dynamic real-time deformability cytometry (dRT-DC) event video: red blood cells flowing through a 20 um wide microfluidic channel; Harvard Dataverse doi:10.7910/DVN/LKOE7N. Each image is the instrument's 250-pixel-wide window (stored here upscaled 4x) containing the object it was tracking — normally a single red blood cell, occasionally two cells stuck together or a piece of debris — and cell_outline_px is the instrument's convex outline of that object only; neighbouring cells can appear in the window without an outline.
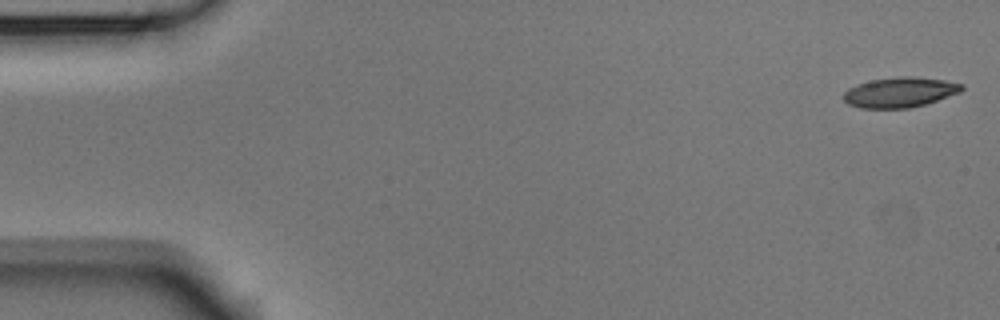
{"species": "Egyptian fruit bat (a non-hibernating species)", "species_latin": "Rousettus aegyptiacus", "temperature_condition": "room temperature", "stored_images_in_passage": 53, "camera_frame_rate_fps": 3000, "um_per_image_px": 0.085, "animal": {"sex": "male"}, "frame": {"image": 1, "passage_image": 1, "time_ms": 0.0, "image_size_px": [1000, 320], "cell_outline_px": [[964, 88], [960, 92], [924, 104], [908, 108], [860, 108], [848, 104], [844, 100], [844, 92], [848, 88], [856, 84], [872, 80], [900, 76], [912, 76], [944, 80], [964, 84]], "centroid_in_image_um": [76.47, 7.84], "position_along_channel_um": 8.5, "area_um2": 20.63}}
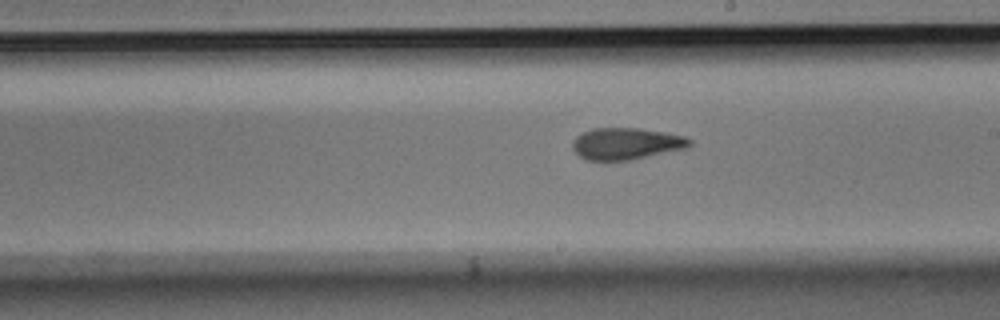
{"frame": {"image": 2, "passage_image": 30, "time_ms": 9.667, "image_size_px": [1000, 320], "cell_outline_px": [[692, 144], [688, 148], [628, 160], [588, 160], [580, 156], [572, 148], [572, 140], [580, 132], [592, 128], [640, 128], [664, 132], [684, 136], [692, 140]], "centroid_in_image_um": [53.22, 12.2], "position_along_channel_um": 235.8, "area_um2": 21.73}}
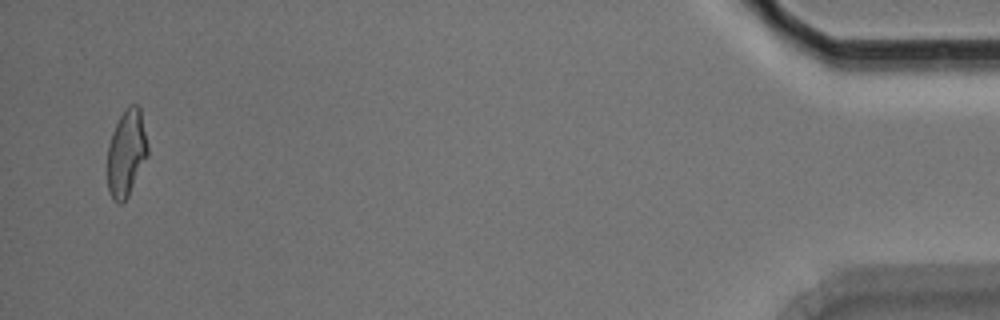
{"frame": {"image": 3, "passage_image": 52, "time_ms": 17.0, "image_size_px": [1000, 320], "cell_outline_px": [[148, 156], [128, 196], [120, 204], [116, 204], [112, 200], [108, 192], [108, 144], [112, 132], [120, 116], [128, 104], [140, 104], [148, 144]], "centroid_in_image_um": [10.76, 12.99], "position_along_channel_um": 424.4, "area_um2": 20.69}, "authors_computed_cell_mechanics": {"area_um2": 21.386, "velocity_mm_per_s": 3.727, "shape_relaxation_time_tau1_ms": 4.3474, "shape_relaxation_time_tau2_ms": 2.6064, "deformation_change_tau1": 0.1754, "deformation_change_tau2": 0.1075}}